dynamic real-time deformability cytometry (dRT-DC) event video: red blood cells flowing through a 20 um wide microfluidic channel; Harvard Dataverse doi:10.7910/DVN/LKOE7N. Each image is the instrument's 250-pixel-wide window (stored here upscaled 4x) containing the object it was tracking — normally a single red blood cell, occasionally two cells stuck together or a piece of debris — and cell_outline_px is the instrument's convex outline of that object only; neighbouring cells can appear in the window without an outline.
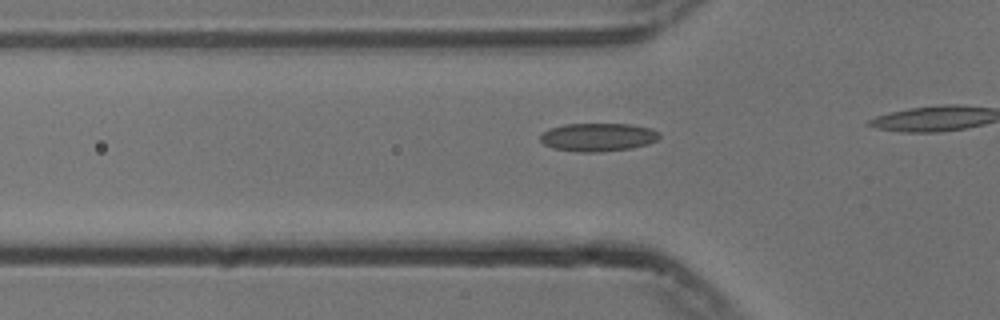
{"species": "common noctule bat (a hibernating species)", "species_latin": "Nyctalus noctula", "temperature_condition": "cold", "stored_images_in_passage": 7, "camera_frame_rate_fps": 3000, "um_per_image_px": 0.085, "animal": {"sex": "male", "body_mass_g": 13.3}, "frame": {"image": 1, "passage_image": 2, "time_ms": 0.333, "image_size_px": [1000, 320], "cell_outline_px": [[660, 136], [656, 140], [648, 144], [632, 148], [600, 152], [580, 152], [552, 148], [544, 144], [540, 140], [540, 136], [548, 128], [564, 124], [632, 124], [652, 128], [660, 132]], "centroid_in_image_um": [50.84, 11.65], "position_along_channel_um": 75.0, "area_um2": 19.77}}
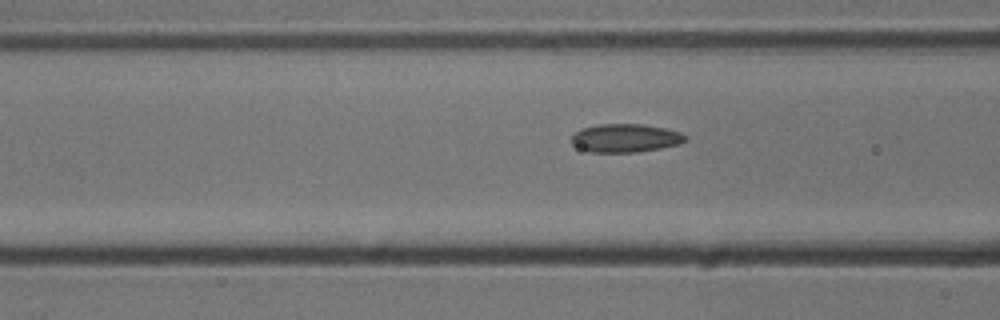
{"frame": {"image": 2, "passage_image": 5, "time_ms": 1.333, "image_size_px": [1000, 320], "cell_outline_px": [[688, 140], [680, 144], [660, 148], [636, 152], [588, 152], [572, 144], [572, 136], [580, 128], [596, 124], [644, 124], [664, 128], [680, 132], [688, 136]], "centroid_in_image_um": [53.17, 11.73], "position_along_channel_um": 113.4, "area_um2": 18.96}}